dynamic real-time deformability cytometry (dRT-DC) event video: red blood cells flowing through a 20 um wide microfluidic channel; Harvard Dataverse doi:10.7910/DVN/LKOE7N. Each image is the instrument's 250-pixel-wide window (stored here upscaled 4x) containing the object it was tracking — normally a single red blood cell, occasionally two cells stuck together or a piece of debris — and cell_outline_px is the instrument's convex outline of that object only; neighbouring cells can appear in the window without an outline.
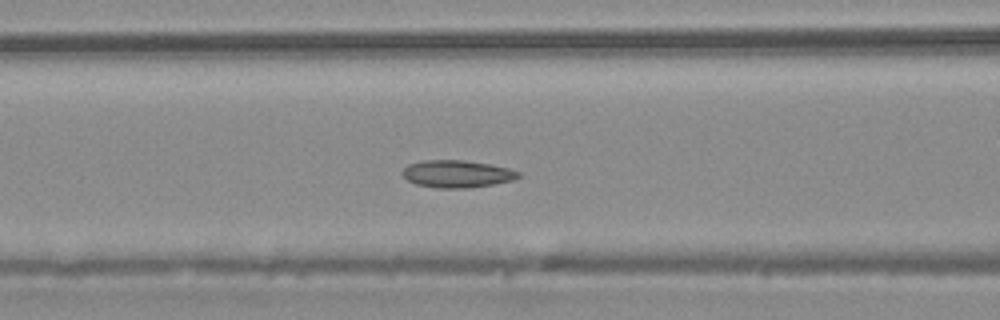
{"species": "common noctule bat (a hibernating species)", "species_latin": "Nyctalus noctula", "temperature_condition": "warm", "stored_images_in_passage": 42, "camera_frame_rate_fps": 3000, "um_per_image_px": 0.085, "animal": {"sex": "male", "body_mass_g": 20.4}, "frame": {"image": 1, "passage_image": 14, "time_ms": 4.333, "image_size_px": [1000, 320], "cell_outline_px": [[520, 176], [512, 180], [492, 184], [464, 188], [440, 188], [416, 184], [408, 180], [400, 172], [408, 164], [420, 160], [464, 160], [488, 164], [508, 168], [520, 172]], "centroid_in_image_um": [38.8, 14.77], "position_along_channel_um": 127.8, "area_um2": 18.32}}
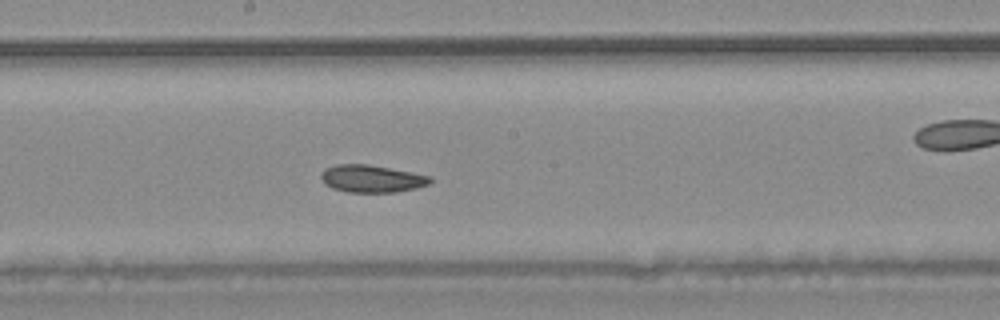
{"frame": {"image": 2, "passage_image": 20, "time_ms": 6.333, "image_size_px": [1000, 320], "cell_outline_px": [[432, 180], [428, 184], [416, 188], [396, 192], [348, 192], [332, 188], [324, 184], [320, 176], [320, 172], [324, 168], [336, 164], [368, 164], [432, 176]], "centroid_in_image_um": [31.55, 15.18], "position_along_channel_um": 216.6, "area_um2": 17.51}}
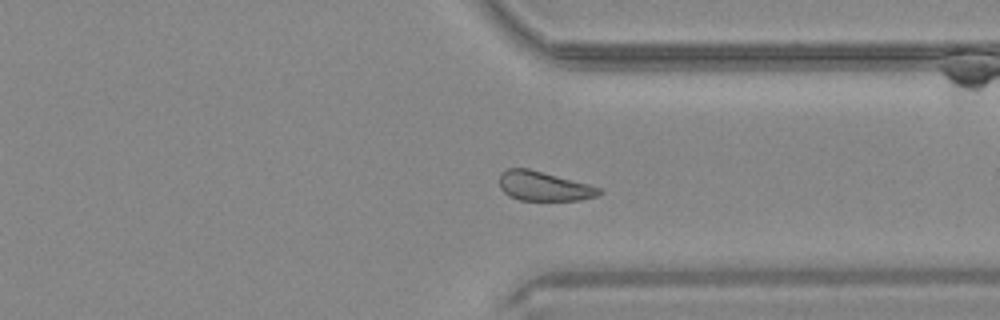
{"frame": {"image": 3, "passage_image": 30, "time_ms": 9.667, "image_size_px": [1000, 320], "cell_outline_px": [[604, 192], [596, 196], [580, 200], [520, 200], [508, 196], [500, 188], [500, 172], [508, 168], [528, 168], [604, 188]], "centroid_in_image_um": [46.24, 15.82], "position_along_channel_um": 365.2, "area_um2": 17.22}}